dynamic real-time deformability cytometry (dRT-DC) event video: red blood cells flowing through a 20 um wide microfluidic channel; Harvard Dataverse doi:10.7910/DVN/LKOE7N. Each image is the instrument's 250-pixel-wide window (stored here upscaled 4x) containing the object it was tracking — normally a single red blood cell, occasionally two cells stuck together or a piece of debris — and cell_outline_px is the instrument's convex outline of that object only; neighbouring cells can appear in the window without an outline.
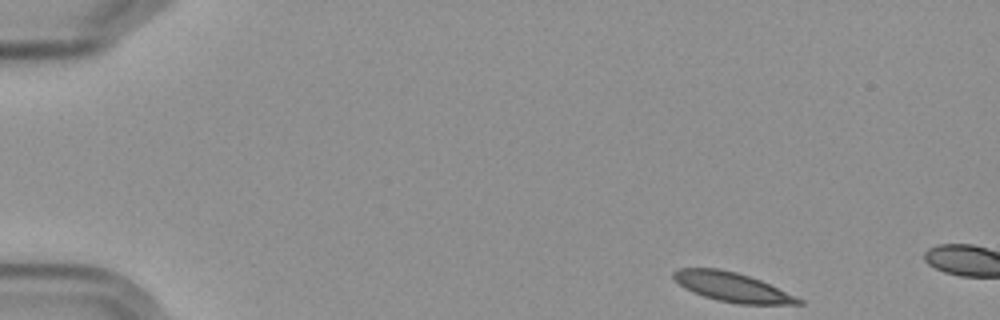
{"species": "Egyptian fruit bat (a non-hibernating species)", "species_latin": "Rousettus aegyptiacus", "temperature_condition": "cold", "stored_images_in_passage": 3, "camera_frame_rate_fps": 3000, "um_per_image_px": 0.085, "frame": {"image": 1, "passage_image": 1, "time_ms": 0.0, "image_size_px": [1000, 320], "cell_outline_px": [[804, 304], [740, 304], [716, 300], [692, 292], [684, 288], [672, 276], [672, 272], [680, 268], [720, 268], [736, 272], [760, 280], [804, 300]], "centroid_in_image_um": [62.22, 24.4], "position_along_channel_um": 22.8, "area_um2": 21.15}}